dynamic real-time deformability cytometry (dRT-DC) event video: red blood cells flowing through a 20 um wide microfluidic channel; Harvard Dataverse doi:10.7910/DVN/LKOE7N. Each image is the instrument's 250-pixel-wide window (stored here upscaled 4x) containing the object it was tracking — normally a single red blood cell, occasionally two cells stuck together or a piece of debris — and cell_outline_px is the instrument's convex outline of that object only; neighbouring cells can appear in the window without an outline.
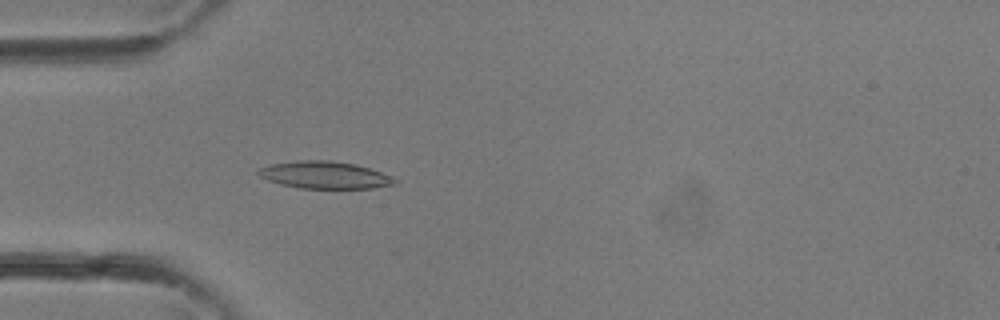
{"species": "common noctule bat (a hibernating species)", "species_latin": "Nyctalus noctula", "temperature_condition": "room temperature", "stored_images_in_passage": 11, "camera_frame_rate_fps": 3000, "um_per_image_px": 0.085, "animal": {"sex": "female"}, "frame": {"image": 1, "passage_image": 5, "time_ms": 1.333, "image_size_px": [1000, 320], "cell_outline_px": [[396, 184], [372, 188], [300, 188], [280, 184], [268, 180], [260, 176], [256, 172], [260, 168], [268, 164], [296, 160], [328, 160], [356, 164], [392, 176], [396, 180]], "centroid_in_image_um": [27.57, 14.87], "position_along_channel_um": 57.4, "area_um2": 21.62}}
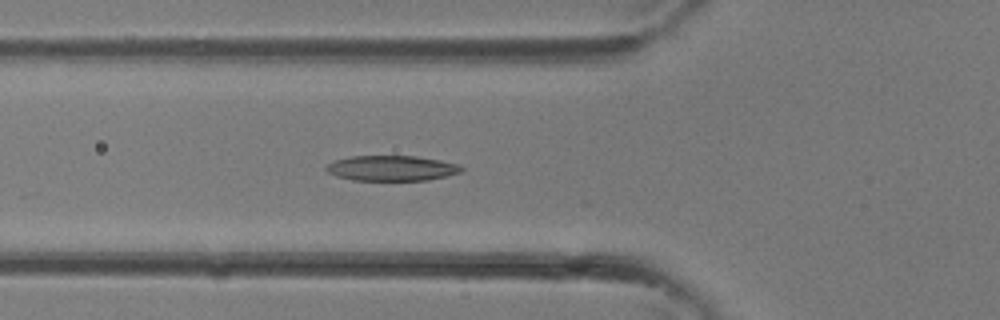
{"frame": {"image": 2, "passage_image": 7, "time_ms": 2.0, "image_size_px": [1000, 320], "cell_outline_px": [[464, 172], [448, 176], [428, 180], [352, 180], [336, 176], [328, 172], [324, 168], [328, 164], [336, 160], [348, 156], [416, 156], [440, 160], [456, 164], [464, 168]], "centroid_in_image_um": [33.31, 14.3], "position_along_channel_um": 92.5, "area_um2": 20.0}}
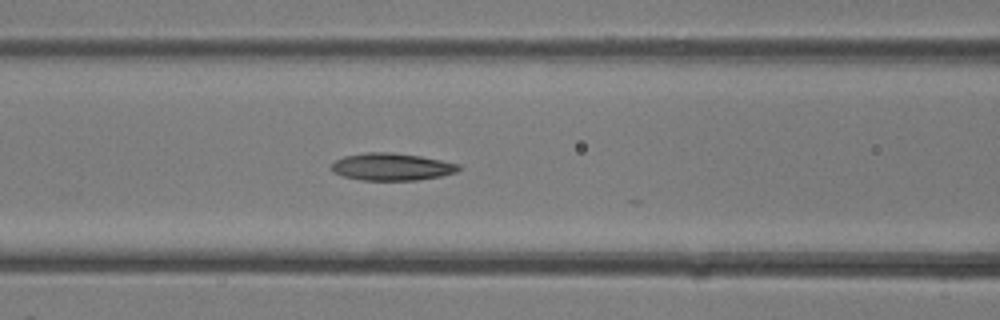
{"frame": {"image": 3, "passage_image": 9, "time_ms": 2.667, "image_size_px": [1000, 320], "cell_outline_px": [[460, 168], [456, 172], [440, 176], [416, 180], [360, 180], [344, 176], [332, 172], [328, 168], [336, 160], [344, 156], [368, 152], [392, 152], [420, 156], [460, 164]], "centroid_in_image_um": [33.26, 14.17], "position_along_channel_um": 133.3, "area_um2": 20.23}}